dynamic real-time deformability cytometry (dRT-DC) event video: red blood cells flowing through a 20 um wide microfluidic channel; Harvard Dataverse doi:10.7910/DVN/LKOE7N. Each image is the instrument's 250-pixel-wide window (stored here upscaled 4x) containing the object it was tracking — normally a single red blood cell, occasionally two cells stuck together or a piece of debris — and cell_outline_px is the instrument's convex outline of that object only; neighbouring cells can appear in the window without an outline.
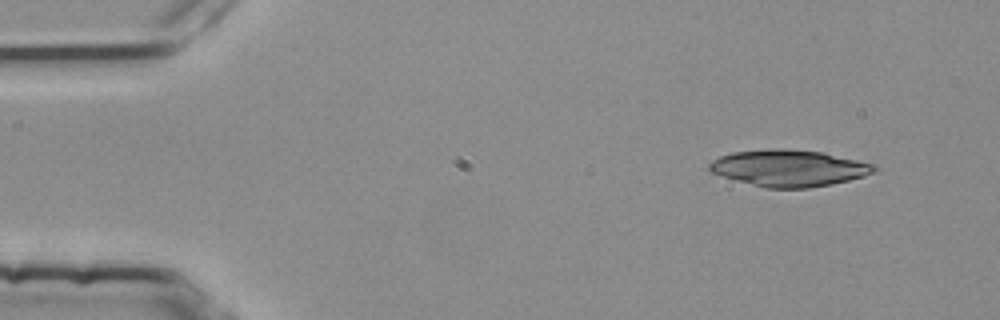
{"species": "common noctule bat (a hibernating species)", "species_latin": "Nyctalus noctula", "temperature_condition": "room temperature", "stored_images_in_passage": 4, "segment_of_instrument_passage": [2, 2], "camera_frame_rate_fps": 3000, "um_per_image_px": 0.085, "animal": {"sex": "female", "body_mass_g": 25.1}, "frame": {"image": 1, "passage_image": 4, "time_ms": 1.0, "image_size_px": [1000, 320], "cell_outline_px": [[876, 168], [872, 172], [864, 176], [832, 184], [808, 188], [768, 188], [724, 176], [712, 172], [708, 168], [708, 164], [712, 160], [720, 156], [732, 152], [768, 148], [784, 148], [824, 152], [876, 164]], "centroid_in_image_um": [67.08, 14.26], "position_along_channel_um": 17.9, "area_um2": 35.03}}